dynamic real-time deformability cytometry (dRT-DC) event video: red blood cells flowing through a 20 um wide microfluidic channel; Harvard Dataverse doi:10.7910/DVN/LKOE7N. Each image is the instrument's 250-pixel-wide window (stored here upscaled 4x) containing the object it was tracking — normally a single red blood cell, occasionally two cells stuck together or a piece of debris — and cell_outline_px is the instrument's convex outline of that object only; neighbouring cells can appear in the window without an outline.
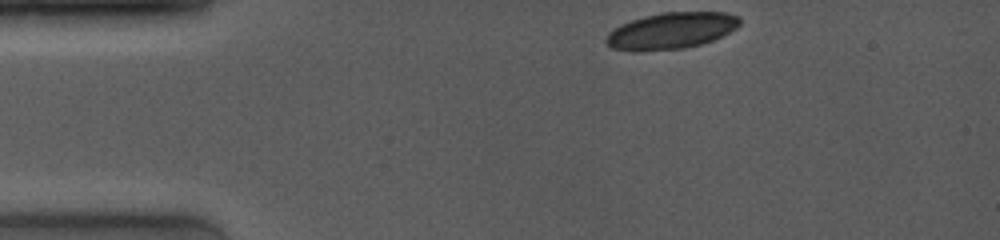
{"species": "common noctule bat (a hibernating species)", "species_latin": "Nyctalus noctula", "temperature_condition": "room temperature", "stored_images_in_passage": 8, "camera_frame_rate_fps": 4000, "um_per_image_px": 0.085, "animal": {"sex": "female", "body_mass_g": 19.0, "forearm_length_mm": 53.3}, "frame": {"image": 1, "passage_image": 1, "time_ms": 0.0, "image_size_px": [1000, 240], "cell_outline_px": [[740, 24], [736, 28], [712, 40], [700, 44], [684, 48], [640, 52], [632, 52], [612, 48], [604, 40], [608, 32], [620, 24], [644, 16], [660, 12], [728, 12], [740, 16]], "centroid_in_image_um": [57.02, 2.61], "position_along_channel_um": 28.0, "area_um2": 28.61}}